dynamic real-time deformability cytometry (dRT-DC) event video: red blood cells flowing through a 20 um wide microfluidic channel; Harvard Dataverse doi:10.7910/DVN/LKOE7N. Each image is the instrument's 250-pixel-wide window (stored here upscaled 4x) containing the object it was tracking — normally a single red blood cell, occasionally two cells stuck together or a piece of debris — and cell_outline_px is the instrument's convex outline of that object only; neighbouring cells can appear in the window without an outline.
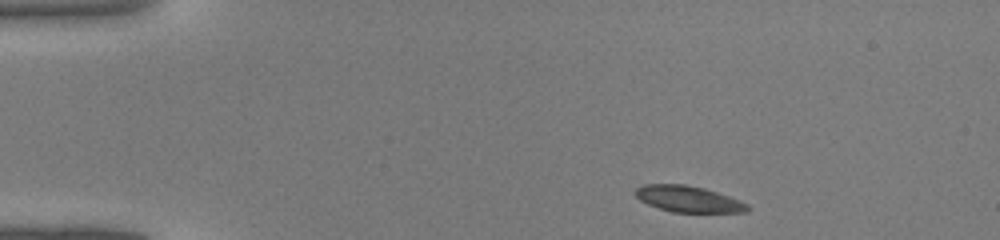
{"species": "common noctule bat (a hibernating species)", "species_latin": "Nyctalus noctula", "temperature_condition": "warm", "stored_images_in_passage": 37, "camera_frame_rate_fps": 3000, "um_per_image_px": 0.085, "animal": {"sex": "male", "body_mass_g": 19.0, "forearm_length_mm": 50.8}, "frame": {"image": 1, "passage_image": 1, "time_ms": 0.0, "image_size_px": [1000, 240], "cell_outline_px": [[752, 208], [748, 212], [672, 212], [648, 204], [640, 200], [636, 196], [636, 188], [644, 184], [684, 184], [704, 188], [740, 200], [748, 204]], "centroid_in_image_um": [58.54, 16.92], "position_along_channel_um": 26.5, "area_um2": 17.05}}
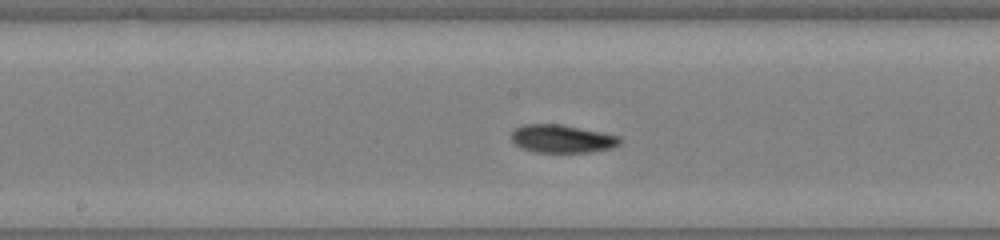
{"frame": {"image": 2, "passage_image": 17, "time_ms": 5.333, "image_size_px": [1000, 240], "cell_outline_px": [[620, 144], [612, 148], [592, 152], [536, 152], [524, 148], [516, 144], [512, 140], [512, 132], [516, 128], [524, 124], [560, 124], [620, 136]], "centroid_in_image_um": [47.79, 11.79], "position_along_channel_um": 200.4, "area_um2": 17.51}}
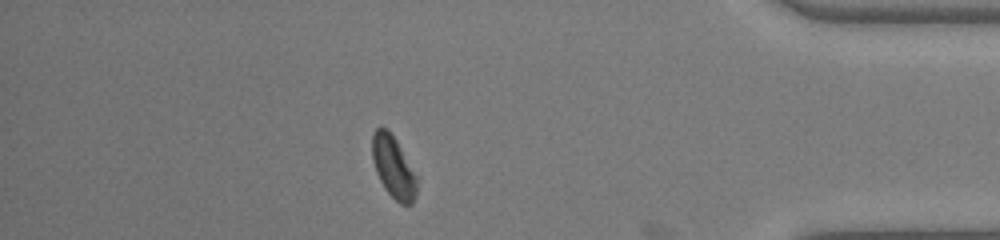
{"frame": {"image": 3, "passage_image": 32, "time_ms": 10.333, "image_size_px": [1000, 240], "cell_outline_px": [[416, 196], [412, 204], [400, 204], [384, 188], [376, 172], [372, 160], [372, 136], [376, 128], [380, 124], [388, 128], [396, 140], [416, 176]], "centroid_in_image_um": [33.4, 14.17], "position_along_channel_um": 401.8, "area_um2": 16.01}}